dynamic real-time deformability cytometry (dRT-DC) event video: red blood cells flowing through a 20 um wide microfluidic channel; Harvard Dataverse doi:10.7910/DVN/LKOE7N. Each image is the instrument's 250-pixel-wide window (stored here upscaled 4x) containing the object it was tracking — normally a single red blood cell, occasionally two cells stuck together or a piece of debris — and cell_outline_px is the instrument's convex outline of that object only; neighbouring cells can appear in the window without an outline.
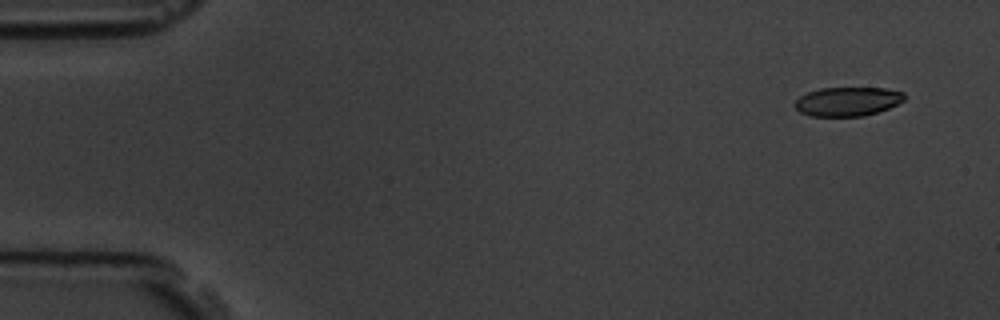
{"species": "common noctule bat (a hibernating species)", "species_latin": "Nyctalus noctula", "temperature_condition": "room temperature", "stored_images_in_passage": 4, "camera_frame_rate_fps": 3000, "um_per_image_px": 0.085, "animal": {"sex": "male", "body_mass_g": 19.5, "forearm_length_mm": 54.6}, "frame": {"image": 1, "passage_image": 1, "time_ms": 0.0, "image_size_px": [1000, 320], "cell_outline_px": [[904, 100], [888, 108], [864, 116], [808, 116], [800, 112], [796, 108], [796, 100], [800, 96], [808, 92], [820, 88], [884, 88], [904, 92]], "centroid_in_image_um": [72.03, 8.62], "position_along_channel_um": 13.0, "area_um2": 18.38}}
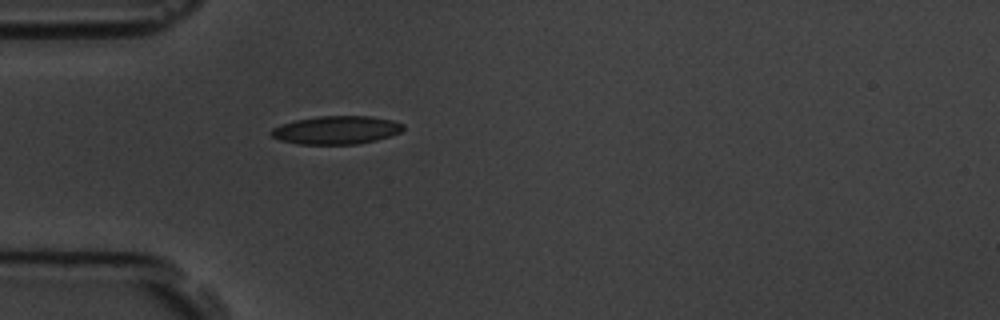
{"frame": {"image": 2, "passage_image": 4, "time_ms": 4.333, "image_size_px": [1000, 320], "cell_outline_px": [[404, 128], [400, 132], [376, 140], [356, 144], [296, 144], [280, 140], [272, 136], [268, 132], [272, 128], [296, 120], [320, 116], [368, 116], [392, 120], [404, 124]], "centroid_in_image_um": [28.58, 11.06], "position_along_channel_um": 56.4, "area_um2": 21.56}}